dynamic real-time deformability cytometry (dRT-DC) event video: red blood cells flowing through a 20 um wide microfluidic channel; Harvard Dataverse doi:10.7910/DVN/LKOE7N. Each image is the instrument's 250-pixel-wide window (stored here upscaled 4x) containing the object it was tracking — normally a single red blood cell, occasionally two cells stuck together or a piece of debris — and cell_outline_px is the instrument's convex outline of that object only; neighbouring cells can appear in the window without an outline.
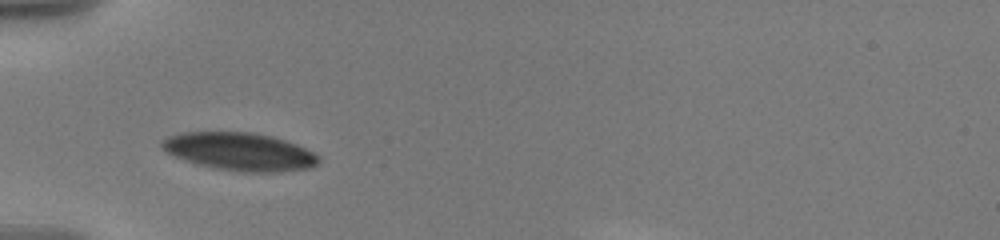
{"species": "human", "species_latin": "Homo sapiens", "temperature_condition": "warm", "stored_images_in_passage": 40, "camera_frame_rate_fps": 3000, "um_per_image_px": 0.085, "donor": {"sex": "male"}, "frame": {"image": 1, "passage_image": 1, "time_ms": 0.0, "image_size_px": [1000, 240], "cell_outline_px": [[320, 164], [308, 168], [280, 172], [240, 172], [216, 168], [184, 160], [164, 152], [160, 144], [168, 136], [184, 132], [252, 132], [272, 136], [296, 144], [320, 156]], "centroid_in_image_um": [20.39, 12.89], "position_along_channel_um": 64.6, "area_um2": 34.62}}
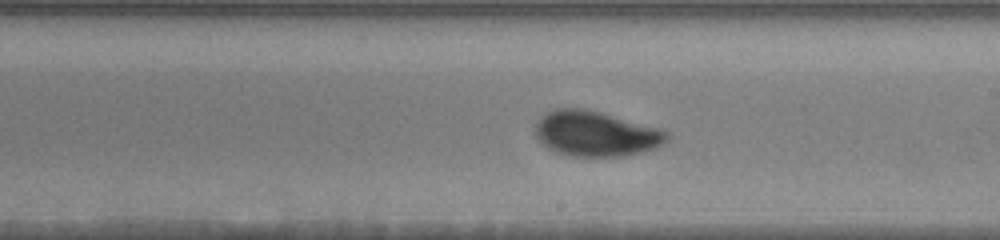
{"frame": {"image": 2, "passage_image": 18, "time_ms": 5.0, "image_size_px": [1000, 240], "cell_outline_px": [[672, 136], [664, 144], [656, 148], [640, 152], [620, 156], [568, 156], [556, 152], [548, 148], [536, 136], [536, 124], [540, 116], [544, 112], [556, 108], [584, 108], [600, 112], [656, 128], [668, 132]], "centroid_in_image_um": [50.62, 11.36], "position_along_channel_um": 238.4, "area_um2": 34.51}}
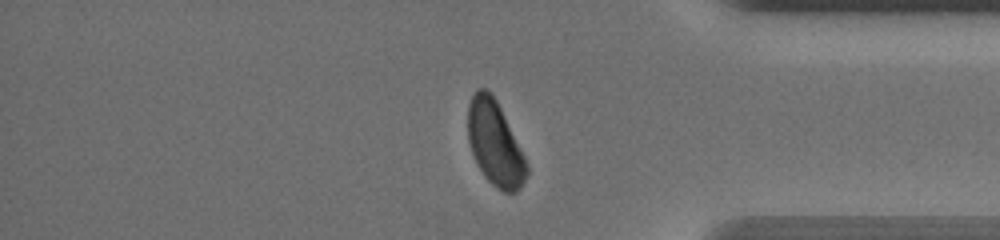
{"frame": {"image": 3, "passage_image": 34, "time_ms": 9.667, "image_size_px": [1000, 240], "cell_outline_px": [[528, 172], [520, 188], [516, 192], [504, 192], [496, 188], [484, 176], [476, 164], [468, 140], [468, 104], [476, 88], [484, 88], [496, 100], [528, 164]], "centroid_in_image_um": [42.05, 12.22], "position_along_channel_um": 393.1, "area_um2": 28.61}}